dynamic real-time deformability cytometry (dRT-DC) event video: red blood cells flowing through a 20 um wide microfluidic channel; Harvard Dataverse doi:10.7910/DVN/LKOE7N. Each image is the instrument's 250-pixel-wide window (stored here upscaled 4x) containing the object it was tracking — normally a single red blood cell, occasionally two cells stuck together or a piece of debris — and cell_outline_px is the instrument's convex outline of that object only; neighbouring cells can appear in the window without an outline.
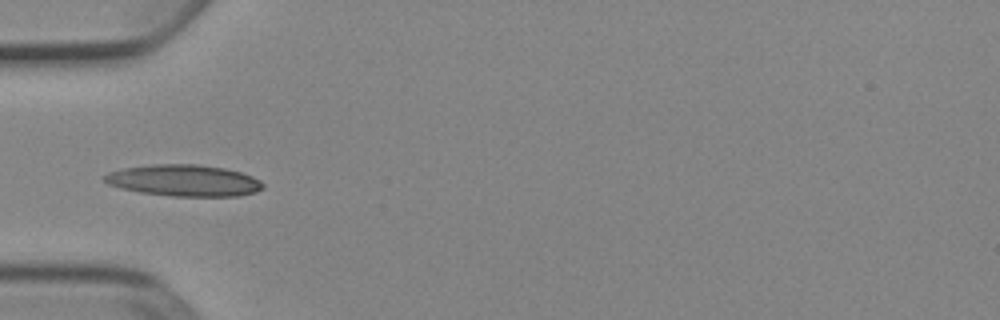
{"species": "Egyptian fruit bat (a non-hibernating species)", "species_latin": "Rousettus aegyptiacus", "temperature_condition": "cold", "stored_images_in_passage": 30, "camera_frame_rate_fps": 3000, "um_per_image_px": 0.085, "animal": {"sex": "female"}, "frame": {"image": 1, "passage_image": 1, "time_ms": 0.0, "image_size_px": [1000, 320], "cell_outline_px": [[264, 188], [256, 192], [240, 196], [172, 196], [140, 192], [120, 188], [108, 184], [104, 180], [104, 176], [108, 172], [124, 168], [152, 164], [196, 164], [224, 168], [240, 172], [252, 176], [260, 180], [264, 184]], "centroid_in_image_um": [15.66, 15.34], "position_along_channel_um": 69.3, "area_um2": 29.13}}
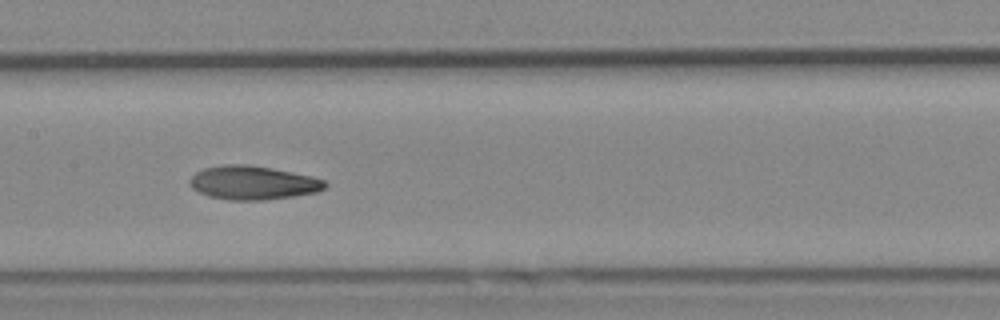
{"frame": {"image": 2, "passage_image": 10, "time_ms": 3.0, "image_size_px": [1000, 320], "cell_outline_px": [[328, 184], [324, 188], [316, 192], [292, 196], [264, 200], [228, 200], [208, 196], [192, 188], [192, 176], [196, 172], [204, 168], [224, 164], [248, 164], [272, 168], [312, 176], [324, 180]], "centroid_in_image_um": [21.51, 15.53], "position_along_channel_um": 185.9, "area_um2": 26.41}}
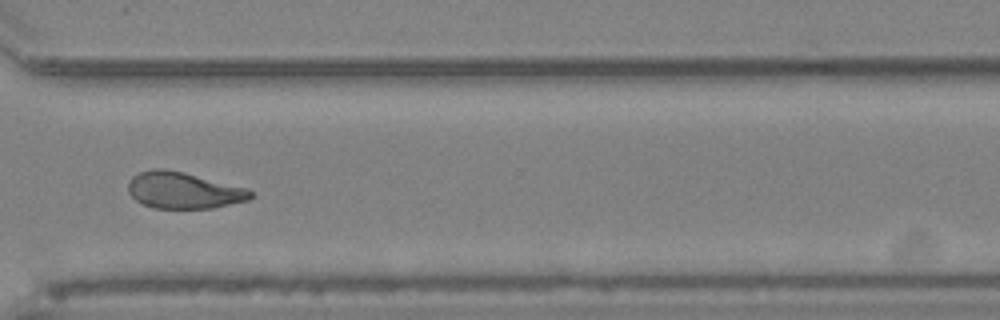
{"frame": {"image": 3, "passage_image": 23, "time_ms": 7.333, "image_size_px": [1000, 320], "cell_outline_px": [[252, 196], [248, 200], [212, 208], [152, 208], [136, 200], [128, 192], [128, 184], [132, 176], [140, 172], [152, 168], [164, 168], [184, 172], [248, 188], [252, 192]], "centroid_in_image_um": [15.59, 16.17], "position_along_channel_um": 355.0, "area_um2": 26.01}, "authors_computed_cell_mechanics": {"area_um2": 25.9811, "velocity_mm_per_s": 3.8966, "shape_relaxation_time_tau1_ms": 6.0537, "shape_relaxation_time_tau2_ms": 2.5281, "deformation_change_tau1": 0.1757, "deformation_change_tau2": 0.0958}}